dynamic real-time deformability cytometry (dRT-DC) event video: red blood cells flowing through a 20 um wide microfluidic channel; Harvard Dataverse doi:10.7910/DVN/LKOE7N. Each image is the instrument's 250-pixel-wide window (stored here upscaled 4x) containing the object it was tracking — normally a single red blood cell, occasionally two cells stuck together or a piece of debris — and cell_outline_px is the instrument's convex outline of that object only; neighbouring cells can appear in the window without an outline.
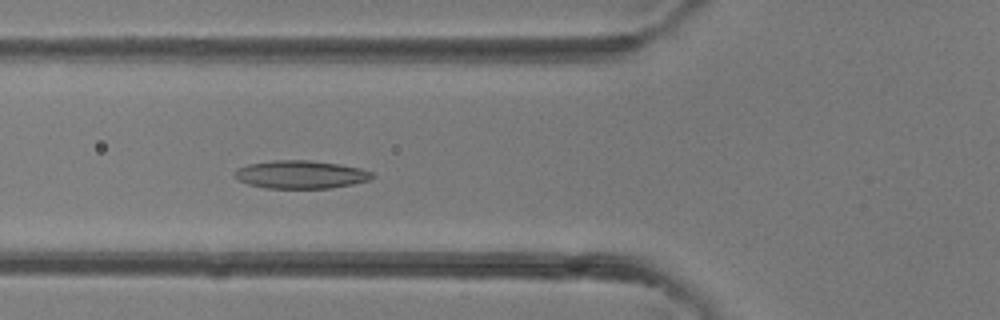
{"species": "common noctule bat (a hibernating species)", "species_latin": "Nyctalus noctula", "temperature_condition": "room temperature", "stored_images_in_passage": 40, "camera_frame_rate_fps": 3000, "um_per_image_px": 0.085, "animal": {"sex": "female"}, "frame": {"image": 1, "passage_image": 15, "time_ms": 4.667, "image_size_px": [1000, 320], "cell_outline_px": [[376, 176], [368, 180], [352, 184], [332, 188], [264, 188], [248, 184], [232, 176], [232, 172], [236, 168], [248, 164], [272, 160], [308, 160], [340, 164], [360, 168], [372, 172]], "centroid_in_image_um": [25.52, 14.83], "position_along_channel_um": 100.3, "area_um2": 22.66}}
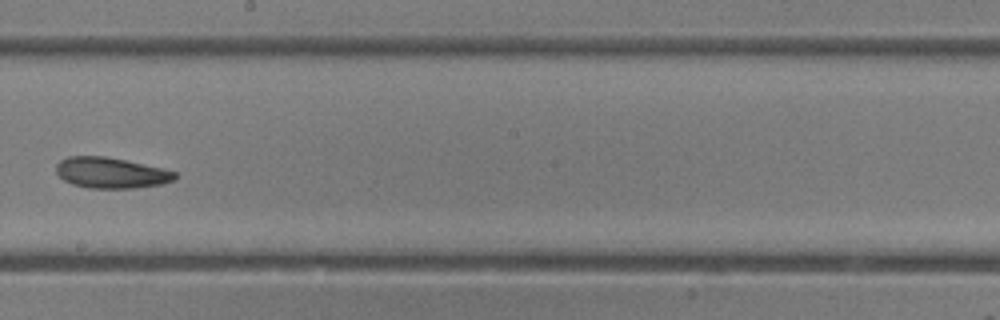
{"frame": {"image": 2, "passage_image": 23, "time_ms": 7.333, "image_size_px": [1000, 320], "cell_outline_px": [[176, 176], [172, 180], [164, 184], [136, 188], [88, 188], [72, 184], [64, 180], [56, 172], [56, 164], [60, 160], [68, 156], [104, 156], [164, 168], [176, 172]], "centroid_in_image_um": [9.43, 14.69], "position_along_channel_um": 238.8, "area_um2": 21.33}}
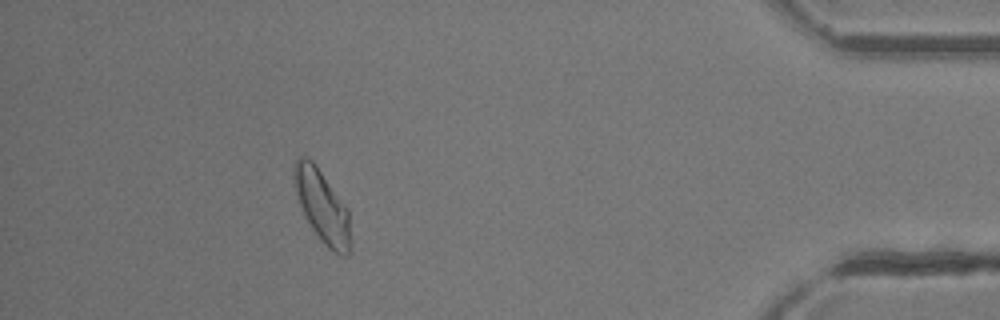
{"frame": {"image": 3, "passage_image": 36, "time_ms": 11.667, "image_size_px": [1000, 320], "cell_outline_px": [[348, 256], [340, 256], [328, 248], [320, 240], [312, 228], [300, 204], [292, 180], [292, 168], [296, 160], [300, 156], [304, 156], [312, 160], [316, 164], [348, 208]], "centroid_in_image_um": [27.34, 17.47], "position_along_channel_um": 407.9, "area_um2": 23.47}}